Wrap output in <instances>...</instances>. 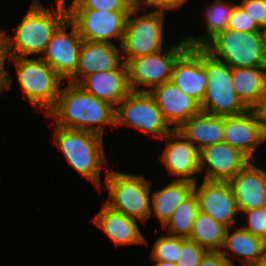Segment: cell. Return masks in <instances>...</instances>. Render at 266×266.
<instances>
[{"mask_svg": "<svg viewBox=\"0 0 266 266\" xmlns=\"http://www.w3.org/2000/svg\"><path fill=\"white\" fill-rule=\"evenodd\" d=\"M61 87L55 106L46 114L54 126L90 131L103 136L107 125L115 126V108L68 82ZM95 125V126H94Z\"/></svg>", "mask_w": 266, "mask_h": 266, "instance_id": "cell-1", "label": "cell"}, {"mask_svg": "<svg viewBox=\"0 0 266 266\" xmlns=\"http://www.w3.org/2000/svg\"><path fill=\"white\" fill-rule=\"evenodd\" d=\"M26 15L15 30L14 36L2 31L10 57L43 55L53 33L68 18L67 1L55 0L54 9H46L39 0H31Z\"/></svg>", "mask_w": 266, "mask_h": 266, "instance_id": "cell-2", "label": "cell"}, {"mask_svg": "<svg viewBox=\"0 0 266 266\" xmlns=\"http://www.w3.org/2000/svg\"><path fill=\"white\" fill-rule=\"evenodd\" d=\"M53 142L70 167L92 182L100 191L101 169L108 162L103 136L85 130L54 126Z\"/></svg>", "mask_w": 266, "mask_h": 266, "instance_id": "cell-3", "label": "cell"}, {"mask_svg": "<svg viewBox=\"0 0 266 266\" xmlns=\"http://www.w3.org/2000/svg\"><path fill=\"white\" fill-rule=\"evenodd\" d=\"M29 103L45 115L55 106L64 80L41 58L10 57Z\"/></svg>", "mask_w": 266, "mask_h": 266, "instance_id": "cell-4", "label": "cell"}, {"mask_svg": "<svg viewBox=\"0 0 266 266\" xmlns=\"http://www.w3.org/2000/svg\"><path fill=\"white\" fill-rule=\"evenodd\" d=\"M151 183L144 175L107 169L105 185L109 199L104 204L145 224L151 213Z\"/></svg>", "mask_w": 266, "mask_h": 266, "instance_id": "cell-5", "label": "cell"}, {"mask_svg": "<svg viewBox=\"0 0 266 266\" xmlns=\"http://www.w3.org/2000/svg\"><path fill=\"white\" fill-rule=\"evenodd\" d=\"M203 48L231 68L263 67L266 60L262 32H239L227 28Z\"/></svg>", "mask_w": 266, "mask_h": 266, "instance_id": "cell-6", "label": "cell"}, {"mask_svg": "<svg viewBox=\"0 0 266 266\" xmlns=\"http://www.w3.org/2000/svg\"><path fill=\"white\" fill-rule=\"evenodd\" d=\"M204 67L208 78L205 97L200 107L215 116H238L249 108L237 96L232 82V68L204 49Z\"/></svg>", "mask_w": 266, "mask_h": 266, "instance_id": "cell-7", "label": "cell"}, {"mask_svg": "<svg viewBox=\"0 0 266 266\" xmlns=\"http://www.w3.org/2000/svg\"><path fill=\"white\" fill-rule=\"evenodd\" d=\"M138 4L127 16L121 45L123 61L154 54L166 48L164 43V12L149 11L139 15ZM139 15V16H138Z\"/></svg>", "mask_w": 266, "mask_h": 266, "instance_id": "cell-8", "label": "cell"}, {"mask_svg": "<svg viewBox=\"0 0 266 266\" xmlns=\"http://www.w3.org/2000/svg\"><path fill=\"white\" fill-rule=\"evenodd\" d=\"M115 126H126L162 140L172 129L150 92L131 91L115 108Z\"/></svg>", "mask_w": 266, "mask_h": 266, "instance_id": "cell-9", "label": "cell"}, {"mask_svg": "<svg viewBox=\"0 0 266 266\" xmlns=\"http://www.w3.org/2000/svg\"><path fill=\"white\" fill-rule=\"evenodd\" d=\"M188 47L183 38L160 52L129 59L125 64L132 91L150 92L154 87L170 81L177 58Z\"/></svg>", "mask_w": 266, "mask_h": 266, "instance_id": "cell-10", "label": "cell"}, {"mask_svg": "<svg viewBox=\"0 0 266 266\" xmlns=\"http://www.w3.org/2000/svg\"><path fill=\"white\" fill-rule=\"evenodd\" d=\"M68 19L76 26L81 38L91 42L118 40L122 45L126 19L130 11L67 9Z\"/></svg>", "mask_w": 266, "mask_h": 266, "instance_id": "cell-11", "label": "cell"}, {"mask_svg": "<svg viewBox=\"0 0 266 266\" xmlns=\"http://www.w3.org/2000/svg\"><path fill=\"white\" fill-rule=\"evenodd\" d=\"M67 30H70L69 33ZM82 42L76 26L67 18L53 33L41 59L54 69L64 82L69 81L77 71Z\"/></svg>", "mask_w": 266, "mask_h": 266, "instance_id": "cell-12", "label": "cell"}, {"mask_svg": "<svg viewBox=\"0 0 266 266\" xmlns=\"http://www.w3.org/2000/svg\"><path fill=\"white\" fill-rule=\"evenodd\" d=\"M193 192L198 199L200 211L227 228L237 225L235 216L238 220L240 212L229 181L203 179L200 184L198 181L194 184Z\"/></svg>", "mask_w": 266, "mask_h": 266, "instance_id": "cell-13", "label": "cell"}, {"mask_svg": "<svg viewBox=\"0 0 266 266\" xmlns=\"http://www.w3.org/2000/svg\"><path fill=\"white\" fill-rule=\"evenodd\" d=\"M162 140H166L160 160L168 174L175 180H188L196 183L201 173L198 148L177 130H172Z\"/></svg>", "mask_w": 266, "mask_h": 266, "instance_id": "cell-14", "label": "cell"}, {"mask_svg": "<svg viewBox=\"0 0 266 266\" xmlns=\"http://www.w3.org/2000/svg\"><path fill=\"white\" fill-rule=\"evenodd\" d=\"M223 136V142L239 149L251 161H255L258 147L266 142V131L254 109L238 116L224 117Z\"/></svg>", "mask_w": 266, "mask_h": 266, "instance_id": "cell-15", "label": "cell"}, {"mask_svg": "<svg viewBox=\"0 0 266 266\" xmlns=\"http://www.w3.org/2000/svg\"><path fill=\"white\" fill-rule=\"evenodd\" d=\"M200 171L204 180L230 181L251 160L226 142L204 147L199 152Z\"/></svg>", "mask_w": 266, "mask_h": 266, "instance_id": "cell-16", "label": "cell"}, {"mask_svg": "<svg viewBox=\"0 0 266 266\" xmlns=\"http://www.w3.org/2000/svg\"><path fill=\"white\" fill-rule=\"evenodd\" d=\"M170 81L201 104L209 81L204 67V48L188 47L177 58Z\"/></svg>", "mask_w": 266, "mask_h": 266, "instance_id": "cell-17", "label": "cell"}, {"mask_svg": "<svg viewBox=\"0 0 266 266\" xmlns=\"http://www.w3.org/2000/svg\"><path fill=\"white\" fill-rule=\"evenodd\" d=\"M150 94L172 130L179 129L190 117L202 111L197 100L184 93L171 81L154 87Z\"/></svg>", "mask_w": 266, "mask_h": 266, "instance_id": "cell-18", "label": "cell"}, {"mask_svg": "<svg viewBox=\"0 0 266 266\" xmlns=\"http://www.w3.org/2000/svg\"><path fill=\"white\" fill-rule=\"evenodd\" d=\"M108 42H91L83 40L75 75L68 81L79 84L86 76L95 72L112 71L123 63L122 49Z\"/></svg>", "mask_w": 266, "mask_h": 266, "instance_id": "cell-19", "label": "cell"}, {"mask_svg": "<svg viewBox=\"0 0 266 266\" xmlns=\"http://www.w3.org/2000/svg\"><path fill=\"white\" fill-rule=\"evenodd\" d=\"M240 214L266 207V171L250 161L229 181Z\"/></svg>", "mask_w": 266, "mask_h": 266, "instance_id": "cell-20", "label": "cell"}, {"mask_svg": "<svg viewBox=\"0 0 266 266\" xmlns=\"http://www.w3.org/2000/svg\"><path fill=\"white\" fill-rule=\"evenodd\" d=\"M78 85L114 108L132 91L125 62L118 69L92 73Z\"/></svg>", "mask_w": 266, "mask_h": 266, "instance_id": "cell-21", "label": "cell"}, {"mask_svg": "<svg viewBox=\"0 0 266 266\" xmlns=\"http://www.w3.org/2000/svg\"><path fill=\"white\" fill-rule=\"evenodd\" d=\"M93 220L116 246L148 244L139 228L140 221L127 217L124 213L115 211L105 204Z\"/></svg>", "mask_w": 266, "mask_h": 266, "instance_id": "cell-22", "label": "cell"}, {"mask_svg": "<svg viewBox=\"0 0 266 266\" xmlns=\"http://www.w3.org/2000/svg\"><path fill=\"white\" fill-rule=\"evenodd\" d=\"M230 229L226 230L223 245L219 252L232 266H235L234 256L236 260L243 262V266H255L266 255V241L254 236L242 227L235 226L233 233H230Z\"/></svg>", "mask_w": 266, "mask_h": 266, "instance_id": "cell-23", "label": "cell"}, {"mask_svg": "<svg viewBox=\"0 0 266 266\" xmlns=\"http://www.w3.org/2000/svg\"><path fill=\"white\" fill-rule=\"evenodd\" d=\"M177 131L200 151L204 147L223 142L224 117L201 111L190 117Z\"/></svg>", "mask_w": 266, "mask_h": 266, "instance_id": "cell-24", "label": "cell"}, {"mask_svg": "<svg viewBox=\"0 0 266 266\" xmlns=\"http://www.w3.org/2000/svg\"><path fill=\"white\" fill-rule=\"evenodd\" d=\"M194 184L188 180L173 179L165 187L151 193L150 217L154 214L163 227L178 205L193 193Z\"/></svg>", "mask_w": 266, "mask_h": 266, "instance_id": "cell-25", "label": "cell"}, {"mask_svg": "<svg viewBox=\"0 0 266 266\" xmlns=\"http://www.w3.org/2000/svg\"><path fill=\"white\" fill-rule=\"evenodd\" d=\"M232 82L237 96L249 109H254L266 92L263 67L232 68Z\"/></svg>", "mask_w": 266, "mask_h": 266, "instance_id": "cell-26", "label": "cell"}, {"mask_svg": "<svg viewBox=\"0 0 266 266\" xmlns=\"http://www.w3.org/2000/svg\"><path fill=\"white\" fill-rule=\"evenodd\" d=\"M236 5L228 3L226 0H213L205 10L206 33L203 36L185 37L184 39L189 44V47L203 48L218 33L227 29L229 19Z\"/></svg>", "mask_w": 266, "mask_h": 266, "instance_id": "cell-27", "label": "cell"}, {"mask_svg": "<svg viewBox=\"0 0 266 266\" xmlns=\"http://www.w3.org/2000/svg\"><path fill=\"white\" fill-rule=\"evenodd\" d=\"M227 229L226 226L218 223L208 214L199 211L188 239L196 242L207 251H220Z\"/></svg>", "mask_w": 266, "mask_h": 266, "instance_id": "cell-28", "label": "cell"}, {"mask_svg": "<svg viewBox=\"0 0 266 266\" xmlns=\"http://www.w3.org/2000/svg\"><path fill=\"white\" fill-rule=\"evenodd\" d=\"M199 211L198 199L193 192L178 205L162 229L167 231L168 235L189 238Z\"/></svg>", "mask_w": 266, "mask_h": 266, "instance_id": "cell-29", "label": "cell"}, {"mask_svg": "<svg viewBox=\"0 0 266 266\" xmlns=\"http://www.w3.org/2000/svg\"><path fill=\"white\" fill-rule=\"evenodd\" d=\"M181 250V237L162 235L153 244L150 260H163L177 263Z\"/></svg>", "mask_w": 266, "mask_h": 266, "instance_id": "cell-30", "label": "cell"}, {"mask_svg": "<svg viewBox=\"0 0 266 266\" xmlns=\"http://www.w3.org/2000/svg\"><path fill=\"white\" fill-rule=\"evenodd\" d=\"M136 5L137 0H72L67 9L131 11Z\"/></svg>", "mask_w": 266, "mask_h": 266, "instance_id": "cell-31", "label": "cell"}, {"mask_svg": "<svg viewBox=\"0 0 266 266\" xmlns=\"http://www.w3.org/2000/svg\"><path fill=\"white\" fill-rule=\"evenodd\" d=\"M208 251L196 242L181 238V250L177 266H199L201 260Z\"/></svg>", "mask_w": 266, "mask_h": 266, "instance_id": "cell-32", "label": "cell"}, {"mask_svg": "<svg viewBox=\"0 0 266 266\" xmlns=\"http://www.w3.org/2000/svg\"><path fill=\"white\" fill-rule=\"evenodd\" d=\"M242 214L247 219V226L242 228L266 241V207L243 211Z\"/></svg>", "mask_w": 266, "mask_h": 266, "instance_id": "cell-33", "label": "cell"}, {"mask_svg": "<svg viewBox=\"0 0 266 266\" xmlns=\"http://www.w3.org/2000/svg\"><path fill=\"white\" fill-rule=\"evenodd\" d=\"M227 28L239 32H262L255 21L238 4L233 9Z\"/></svg>", "mask_w": 266, "mask_h": 266, "instance_id": "cell-34", "label": "cell"}, {"mask_svg": "<svg viewBox=\"0 0 266 266\" xmlns=\"http://www.w3.org/2000/svg\"><path fill=\"white\" fill-rule=\"evenodd\" d=\"M238 5L261 30L266 28V0H241Z\"/></svg>", "mask_w": 266, "mask_h": 266, "instance_id": "cell-35", "label": "cell"}, {"mask_svg": "<svg viewBox=\"0 0 266 266\" xmlns=\"http://www.w3.org/2000/svg\"><path fill=\"white\" fill-rule=\"evenodd\" d=\"M9 52L6 39L3 33H0V94L5 90L11 88L12 76L11 73L6 69V60H9Z\"/></svg>", "mask_w": 266, "mask_h": 266, "instance_id": "cell-36", "label": "cell"}, {"mask_svg": "<svg viewBox=\"0 0 266 266\" xmlns=\"http://www.w3.org/2000/svg\"><path fill=\"white\" fill-rule=\"evenodd\" d=\"M188 0H137V4L144 9H153V11L165 12L166 10H176L183 6Z\"/></svg>", "mask_w": 266, "mask_h": 266, "instance_id": "cell-37", "label": "cell"}, {"mask_svg": "<svg viewBox=\"0 0 266 266\" xmlns=\"http://www.w3.org/2000/svg\"><path fill=\"white\" fill-rule=\"evenodd\" d=\"M199 266H232V264L219 251H208Z\"/></svg>", "mask_w": 266, "mask_h": 266, "instance_id": "cell-38", "label": "cell"}, {"mask_svg": "<svg viewBox=\"0 0 266 266\" xmlns=\"http://www.w3.org/2000/svg\"><path fill=\"white\" fill-rule=\"evenodd\" d=\"M261 120L263 127L266 131V92L263 94L260 103L254 108Z\"/></svg>", "mask_w": 266, "mask_h": 266, "instance_id": "cell-39", "label": "cell"}, {"mask_svg": "<svg viewBox=\"0 0 266 266\" xmlns=\"http://www.w3.org/2000/svg\"><path fill=\"white\" fill-rule=\"evenodd\" d=\"M152 261L155 263L153 266H177L176 263L163 260H150V265L152 264Z\"/></svg>", "mask_w": 266, "mask_h": 266, "instance_id": "cell-40", "label": "cell"}, {"mask_svg": "<svg viewBox=\"0 0 266 266\" xmlns=\"http://www.w3.org/2000/svg\"><path fill=\"white\" fill-rule=\"evenodd\" d=\"M255 266H266V255Z\"/></svg>", "mask_w": 266, "mask_h": 266, "instance_id": "cell-41", "label": "cell"}, {"mask_svg": "<svg viewBox=\"0 0 266 266\" xmlns=\"http://www.w3.org/2000/svg\"><path fill=\"white\" fill-rule=\"evenodd\" d=\"M264 36V44H265V51H266V28L262 30Z\"/></svg>", "mask_w": 266, "mask_h": 266, "instance_id": "cell-42", "label": "cell"}, {"mask_svg": "<svg viewBox=\"0 0 266 266\" xmlns=\"http://www.w3.org/2000/svg\"><path fill=\"white\" fill-rule=\"evenodd\" d=\"M263 68H264V73H265V78H266V60H265Z\"/></svg>", "mask_w": 266, "mask_h": 266, "instance_id": "cell-43", "label": "cell"}]
</instances>
